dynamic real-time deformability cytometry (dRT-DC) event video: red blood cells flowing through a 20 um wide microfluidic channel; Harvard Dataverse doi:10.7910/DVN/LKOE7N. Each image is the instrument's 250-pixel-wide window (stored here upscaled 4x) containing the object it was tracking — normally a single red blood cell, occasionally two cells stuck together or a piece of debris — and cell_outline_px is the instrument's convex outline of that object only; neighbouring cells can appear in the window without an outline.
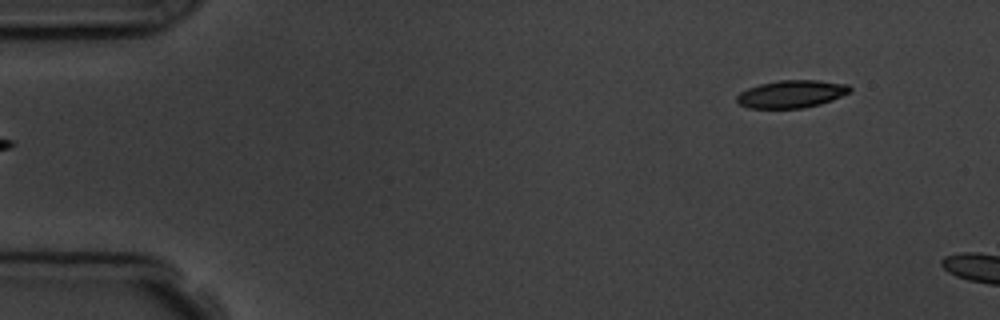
{"species": "common noctule bat (a hibernating species)", "species_latin": "Nyctalus noctula", "temperature_condition": "room temperature", "stored_images_in_passage": 5, "segment_of_instrument_passage": [2, 2], "camera_frame_rate_fps": 3000, "um_per_image_px": 0.085, "animal": {"sex": "male", "body_mass_g": 19.5, "forearm_length_mm": 54.6}, "frame": {"image": 1, "passage_image": 5, "time_ms": 5.333, "image_size_px": [1000, 320], "cell_outline_px": [[852, 92], [832, 100], [820, 104], [804, 108], [748, 108], [740, 104], [736, 100], [736, 96], [740, 92], [748, 88], [760, 84], [780, 80], [820, 80], [848, 84], [852, 88]], "centroid_in_image_um": [67.31, 7.98], "position_along_channel_um": 17.7, "area_um2": 18.32}}